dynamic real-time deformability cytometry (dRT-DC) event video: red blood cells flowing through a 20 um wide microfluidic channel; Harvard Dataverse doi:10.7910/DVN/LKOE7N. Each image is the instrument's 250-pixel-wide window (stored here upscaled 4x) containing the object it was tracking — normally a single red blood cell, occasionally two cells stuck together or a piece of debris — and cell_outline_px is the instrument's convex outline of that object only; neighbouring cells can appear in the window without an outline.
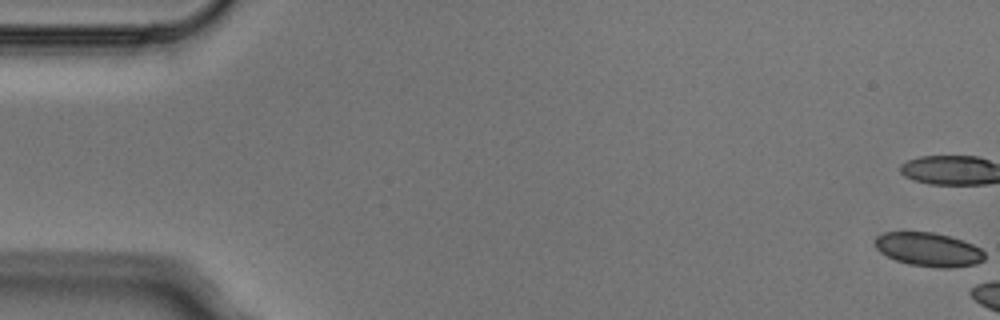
{"species": "Egyptian fruit bat (a non-hibernating species)", "species_latin": "Rousettus aegyptiacus", "temperature_condition": "cold", "stored_images_in_passage": 3, "camera_frame_rate_fps": 3000, "um_per_image_px": 0.085, "animal": {"sex": "male"}, "frame": {"image": 1, "passage_image": 1, "time_ms": 0.0, "image_size_px": [1000, 320], "cell_outline_px": [[984, 260], [976, 264], [952, 268], [940, 268], [908, 264], [896, 260], [880, 252], [876, 248], [876, 236], [884, 232], [932, 232], [948, 236], [972, 244], [980, 248], [984, 252]], "centroid_in_image_um": [78.93, 21.21], "position_along_channel_um": 6.1, "area_um2": 21.44}}